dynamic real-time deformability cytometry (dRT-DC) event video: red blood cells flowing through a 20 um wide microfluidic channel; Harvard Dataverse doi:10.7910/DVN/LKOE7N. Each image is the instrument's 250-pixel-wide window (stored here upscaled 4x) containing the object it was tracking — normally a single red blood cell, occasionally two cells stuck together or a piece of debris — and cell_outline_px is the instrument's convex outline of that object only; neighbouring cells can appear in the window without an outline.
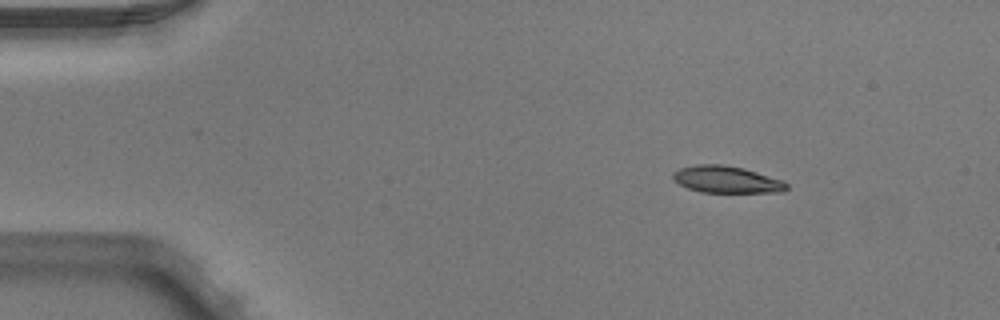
{"species": "Egyptian fruit bat (a non-hibernating species)", "species_latin": "Rousettus aegyptiacus", "temperature_condition": "warm", "stored_images_in_passage": 3, "camera_frame_rate_fps": 3000, "um_per_image_px": 0.085, "animal": {"sex": "male"}, "frame": {"image": 1, "passage_image": 1, "time_ms": 0.0, "image_size_px": [1000, 320], "cell_outline_px": [[788, 188], [784, 192], [700, 192], [688, 188], [680, 184], [672, 176], [672, 172], [680, 168], [696, 164], [720, 164], [744, 168], [784, 180], [788, 184]], "centroid_in_image_um": [61.79, 15.25], "position_along_channel_um": 23.2, "area_um2": 17.86}}
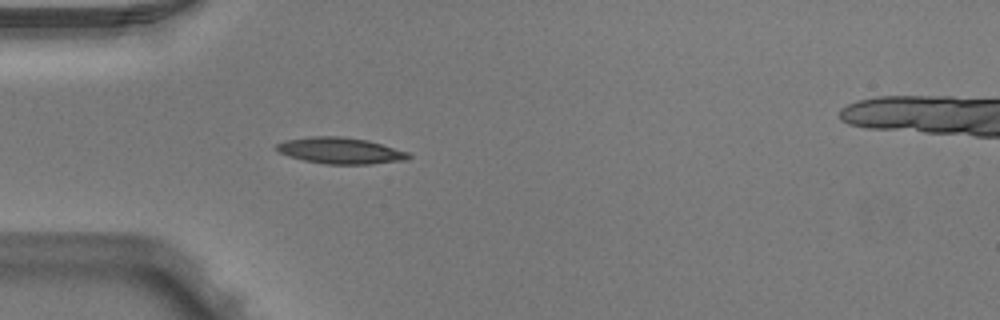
{"frame": {"image": 2, "passage_image": 3, "time_ms": 0.667, "image_size_px": [1000, 320], "cell_outline_px": [[412, 156], [404, 160], [372, 164], [324, 164], [304, 160], [288, 156], [280, 152], [276, 148], [276, 144], [284, 140], [312, 136], [340, 136], [368, 140], [408, 152]], "centroid_in_image_um": [28.92, 12.8], "position_along_channel_um": 56.1, "area_um2": 20.17}}